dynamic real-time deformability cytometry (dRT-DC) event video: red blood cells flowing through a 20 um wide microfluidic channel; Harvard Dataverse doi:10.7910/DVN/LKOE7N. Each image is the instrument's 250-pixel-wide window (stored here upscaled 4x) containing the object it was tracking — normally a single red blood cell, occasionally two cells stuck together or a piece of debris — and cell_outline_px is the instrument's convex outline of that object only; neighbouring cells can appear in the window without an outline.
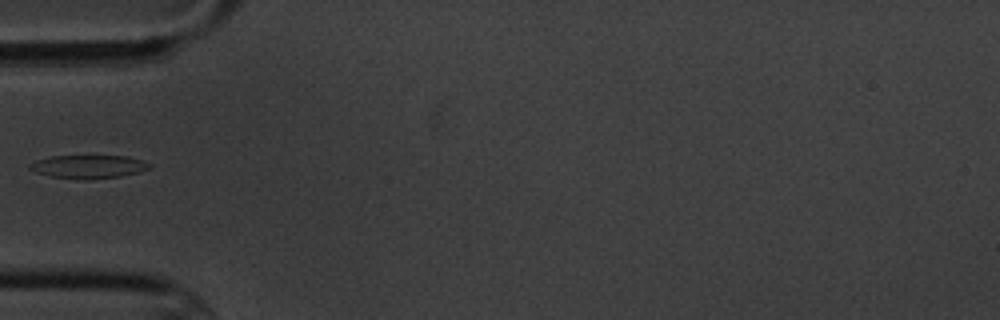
{"species": "common noctule bat (a hibernating species)", "species_latin": "Nyctalus noctula", "temperature_condition": "cold", "stored_images_in_passage": 6, "camera_frame_rate_fps": 3000, "um_per_image_px": 0.085, "animal": {"sex": "male", "body_mass_g": 20.1, "forearm_length_mm": 53.5}, "frame": {"image": 1, "passage_image": 6, "time_ms": 5.667, "image_size_px": [1000, 320], "cell_outline_px": [[152, 164], [148, 168], [140, 172], [120, 176], [88, 180], [80, 180], [52, 176], [36, 172], [28, 168], [28, 164], [36, 160], [52, 156], [128, 156]], "centroid_in_image_um": [7.5, 14.17], "position_along_channel_um": 77.5, "area_um2": 16.24}}